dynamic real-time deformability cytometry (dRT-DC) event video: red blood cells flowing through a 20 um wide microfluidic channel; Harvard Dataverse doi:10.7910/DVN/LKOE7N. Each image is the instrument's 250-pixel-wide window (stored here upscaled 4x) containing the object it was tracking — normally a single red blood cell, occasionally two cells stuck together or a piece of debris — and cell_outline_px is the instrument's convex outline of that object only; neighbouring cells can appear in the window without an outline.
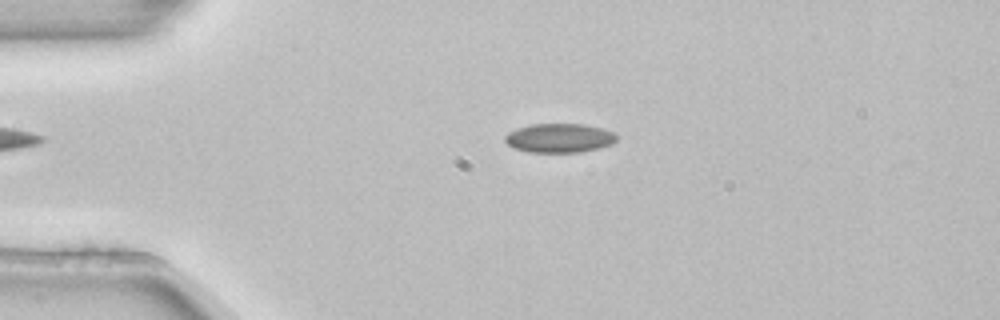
{"species": "common noctule bat (a hibernating species)", "species_latin": "Nyctalus noctula", "temperature_condition": "room temperature", "stored_images_in_passage": 4, "camera_frame_rate_fps": 3000, "um_per_image_px": 0.085, "animal": {"sex": "female", "body_mass_g": 22.7, "forearm_length_mm": 54.2}, "frame": {"image": 1, "passage_image": 3, "time_ms": 0.667, "image_size_px": [1000, 320], "cell_outline_px": [[616, 140], [612, 144], [600, 148], [580, 152], [528, 152], [512, 148], [504, 140], [504, 136], [508, 132], [516, 128], [532, 124], [584, 124], [600, 128], [612, 132], [616, 136]], "centroid_in_image_um": [47.5, 11.74], "position_along_channel_um": 37.5, "area_um2": 18.96}}